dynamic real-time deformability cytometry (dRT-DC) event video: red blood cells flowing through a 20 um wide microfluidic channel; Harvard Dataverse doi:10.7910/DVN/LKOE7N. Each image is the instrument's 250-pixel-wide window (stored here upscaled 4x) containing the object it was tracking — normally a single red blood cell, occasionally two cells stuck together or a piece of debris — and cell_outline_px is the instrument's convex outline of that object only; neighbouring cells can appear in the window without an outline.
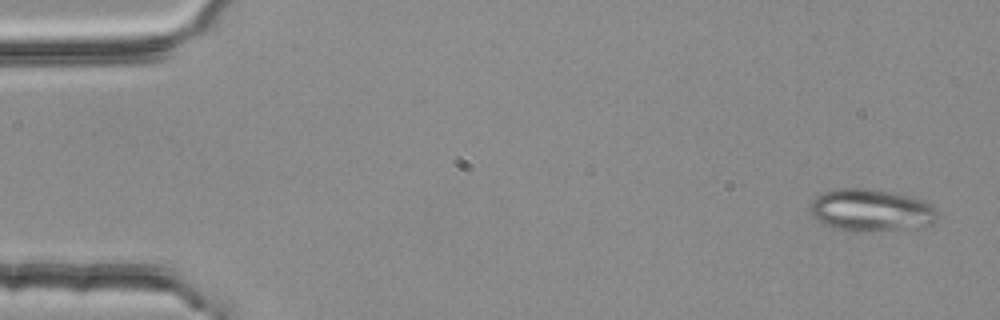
{"species": "common noctule bat (a hibernating species)", "species_latin": "Nyctalus noctula", "temperature_condition": "room temperature", "stored_images_in_passage": 3, "camera_frame_rate_fps": 3000, "um_per_image_px": 0.085, "animal": {"sex": "female", "body_mass_g": 25.1}, "frame": {"image": 1, "passage_image": 1, "time_ms": 0.0, "image_size_px": [1000, 320], "cell_outline_px": [[936, 220], [932, 224], [916, 228], [864, 232], [856, 232], [836, 228], [824, 224], [808, 208], [812, 200], [824, 192], [840, 188], [868, 188], [908, 196], [924, 200], [932, 204], [936, 208]], "centroid_in_image_um": [74.07, 17.88], "position_along_channel_um": 10.9, "area_um2": 31.27}}